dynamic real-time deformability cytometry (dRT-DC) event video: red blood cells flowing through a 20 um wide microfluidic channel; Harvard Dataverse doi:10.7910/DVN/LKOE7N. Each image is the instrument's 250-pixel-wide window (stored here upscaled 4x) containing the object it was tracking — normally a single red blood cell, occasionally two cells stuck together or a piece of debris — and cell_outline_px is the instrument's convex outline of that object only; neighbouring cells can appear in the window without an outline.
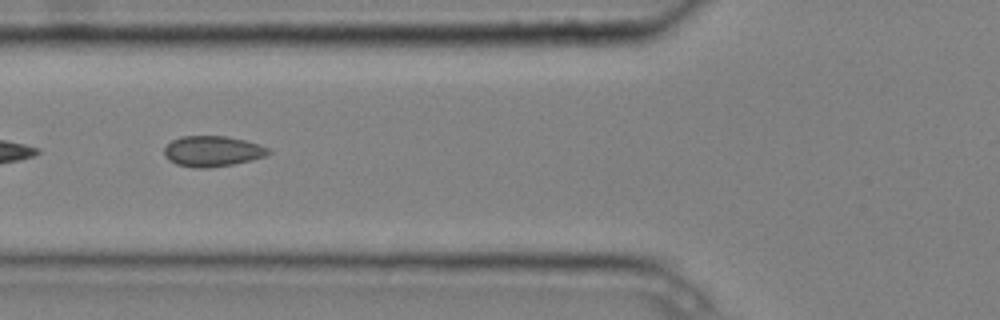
{"species": "common noctule bat (a hibernating species)", "species_latin": "Nyctalus noctula", "temperature_condition": "cold", "stored_images_in_passage": 10, "camera_frame_rate_fps": 3000, "um_per_image_px": 0.085, "animal": {"sex": "male", "body_mass_g": 20.4}, "frame": {"image": 1, "passage_image": 5, "time_ms": 1.333, "image_size_px": [1000, 320], "cell_outline_px": [[272, 152], [264, 156], [252, 160], [232, 164], [208, 168], [192, 168], [176, 164], [168, 160], [164, 152], [164, 148], [172, 140], [180, 136], [224, 136], [244, 140], [260, 144], [268, 148]], "centroid_in_image_um": [18.05, 12.86], "position_along_channel_um": 107.8, "area_um2": 18.61}}
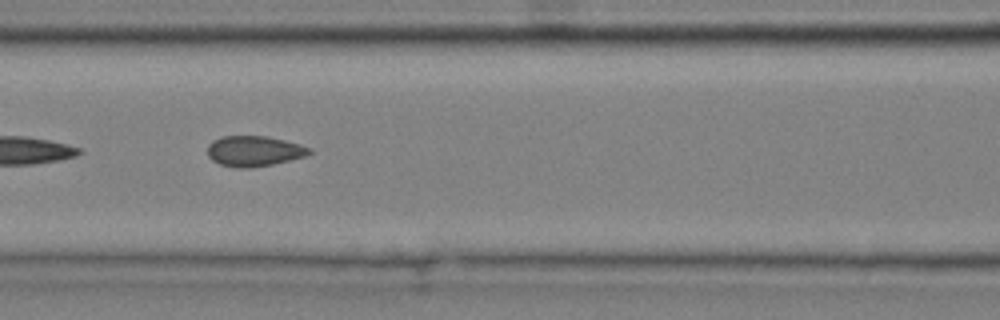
{"frame": {"image": 2, "passage_image": 6, "time_ms": 1.667, "image_size_px": [1000, 320], "cell_outline_px": [[312, 152], [304, 156], [272, 164], [248, 168], [240, 168], [220, 164], [212, 160], [208, 156], [208, 144], [212, 140], [220, 136], [268, 136], [300, 144], [312, 148]], "centroid_in_image_um": [21.58, 12.83], "position_along_channel_um": 145.0, "area_um2": 18.03}}
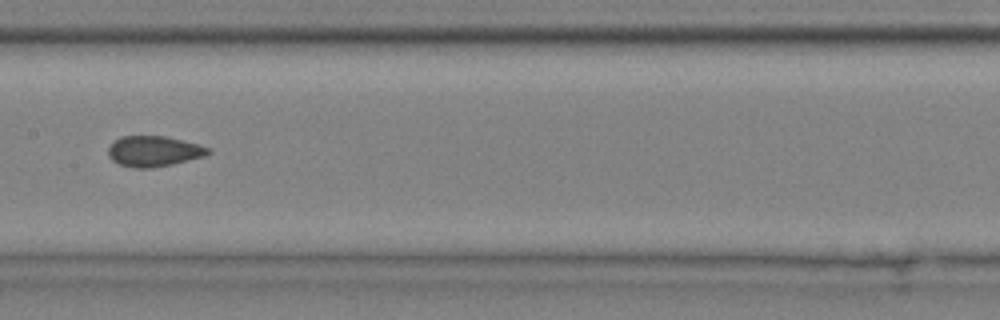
{"frame": {"image": 3, "passage_image": 7, "time_ms": 2.0, "image_size_px": [1000, 320], "cell_outline_px": [[212, 152], [204, 156], [172, 164], [152, 168], [132, 168], [120, 164], [112, 160], [108, 156], [108, 148], [120, 136], [168, 136], [200, 144], [212, 148]], "centroid_in_image_um": [13.11, 12.85], "position_along_channel_um": 194.3, "area_um2": 17.98}}